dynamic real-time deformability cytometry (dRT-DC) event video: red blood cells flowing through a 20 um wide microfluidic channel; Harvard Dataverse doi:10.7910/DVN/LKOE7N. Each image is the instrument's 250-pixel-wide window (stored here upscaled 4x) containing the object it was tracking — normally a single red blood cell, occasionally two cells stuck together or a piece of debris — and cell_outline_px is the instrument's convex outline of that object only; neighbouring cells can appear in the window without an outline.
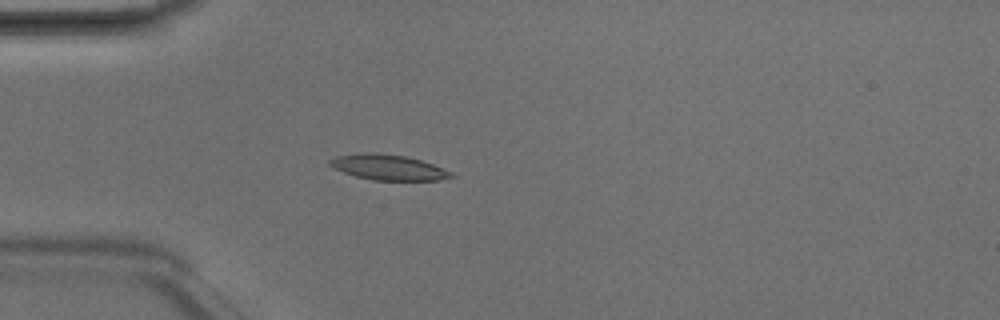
{"species": "Egyptian fruit bat (a non-hibernating species)", "species_latin": "Rousettus aegyptiacus", "temperature_condition": "room temperature", "stored_images_in_passage": 3, "camera_frame_rate_fps": 3000, "um_per_image_px": 0.085, "animal": {"sex": "male"}, "frame": {"image": 1, "passage_image": 3, "time_ms": 0.667, "image_size_px": [1000, 320], "cell_outline_px": [[456, 176], [440, 180], [372, 180], [356, 176], [332, 168], [328, 164], [328, 160], [336, 156], [368, 152], [376, 152], [404, 156], [420, 160], [432, 164], [452, 172]], "centroid_in_image_um": [32.98, 14.22], "position_along_channel_um": 52.0, "area_um2": 17.92}}